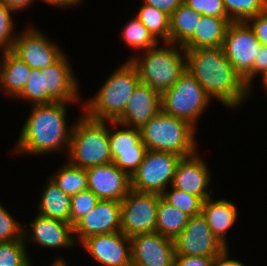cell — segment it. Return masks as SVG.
I'll return each mask as SVG.
<instances>
[{"instance_id":"1","label":"cell","mask_w":267,"mask_h":266,"mask_svg":"<svg viewBox=\"0 0 267 266\" xmlns=\"http://www.w3.org/2000/svg\"><path fill=\"white\" fill-rule=\"evenodd\" d=\"M186 70L212 99L227 109H239L252 95L244 79L224 54L222 47L185 49Z\"/></svg>"},{"instance_id":"2","label":"cell","mask_w":267,"mask_h":266,"mask_svg":"<svg viewBox=\"0 0 267 266\" xmlns=\"http://www.w3.org/2000/svg\"><path fill=\"white\" fill-rule=\"evenodd\" d=\"M70 102L32 105L13 152L28 155L68 152L74 122L68 125ZM67 149V151H66Z\"/></svg>"},{"instance_id":"3","label":"cell","mask_w":267,"mask_h":266,"mask_svg":"<svg viewBox=\"0 0 267 266\" xmlns=\"http://www.w3.org/2000/svg\"><path fill=\"white\" fill-rule=\"evenodd\" d=\"M141 53L127 60L136 67L141 83L160 96L186 71V53L181 45L163 42Z\"/></svg>"},{"instance_id":"4","label":"cell","mask_w":267,"mask_h":266,"mask_svg":"<svg viewBox=\"0 0 267 266\" xmlns=\"http://www.w3.org/2000/svg\"><path fill=\"white\" fill-rule=\"evenodd\" d=\"M140 82L136 67L125 61L109 74L91 100L82 101L83 113L94 120L116 121Z\"/></svg>"},{"instance_id":"5","label":"cell","mask_w":267,"mask_h":266,"mask_svg":"<svg viewBox=\"0 0 267 266\" xmlns=\"http://www.w3.org/2000/svg\"><path fill=\"white\" fill-rule=\"evenodd\" d=\"M76 119L67 152L68 162L83 169L111 163L109 122L91 119L84 113Z\"/></svg>"},{"instance_id":"6","label":"cell","mask_w":267,"mask_h":266,"mask_svg":"<svg viewBox=\"0 0 267 266\" xmlns=\"http://www.w3.org/2000/svg\"><path fill=\"white\" fill-rule=\"evenodd\" d=\"M196 129L186 120L167 115L161 110L140 129V132L147 150L188 157L198 151Z\"/></svg>"},{"instance_id":"7","label":"cell","mask_w":267,"mask_h":266,"mask_svg":"<svg viewBox=\"0 0 267 266\" xmlns=\"http://www.w3.org/2000/svg\"><path fill=\"white\" fill-rule=\"evenodd\" d=\"M211 99L199 82L186 70L178 81L161 95V110L167 115L189 122L197 121L211 105Z\"/></svg>"},{"instance_id":"8","label":"cell","mask_w":267,"mask_h":266,"mask_svg":"<svg viewBox=\"0 0 267 266\" xmlns=\"http://www.w3.org/2000/svg\"><path fill=\"white\" fill-rule=\"evenodd\" d=\"M261 45L246 21H232L228 25L222 46L224 54L251 92L254 58Z\"/></svg>"},{"instance_id":"9","label":"cell","mask_w":267,"mask_h":266,"mask_svg":"<svg viewBox=\"0 0 267 266\" xmlns=\"http://www.w3.org/2000/svg\"><path fill=\"white\" fill-rule=\"evenodd\" d=\"M181 156L147 150L138 169L130 176L131 189L162 195L172 185Z\"/></svg>"},{"instance_id":"10","label":"cell","mask_w":267,"mask_h":266,"mask_svg":"<svg viewBox=\"0 0 267 266\" xmlns=\"http://www.w3.org/2000/svg\"><path fill=\"white\" fill-rule=\"evenodd\" d=\"M161 196L130 189L121 201V231L129 238L156 232L157 206Z\"/></svg>"},{"instance_id":"11","label":"cell","mask_w":267,"mask_h":266,"mask_svg":"<svg viewBox=\"0 0 267 266\" xmlns=\"http://www.w3.org/2000/svg\"><path fill=\"white\" fill-rule=\"evenodd\" d=\"M55 43L32 24L17 32L11 51L31 69L42 70L65 53Z\"/></svg>"},{"instance_id":"12","label":"cell","mask_w":267,"mask_h":266,"mask_svg":"<svg viewBox=\"0 0 267 266\" xmlns=\"http://www.w3.org/2000/svg\"><path fill=\"white\" fill-rule=\"evenodd\" d=\"M109 147L112 163L129 176L138 169L147 152L140 129L127 127L116 121H109Z\"/></svg>"},{"instance_id":"13","label":"cell","mask_w":267,"mask_h":266,"mask_svg":"<svg viewBox=\"0 0 267 266\" xmlns=\"http://www.w3.org/2000/svg\"><path fill=\"white\" fill-rule=\"evenodd\" d=\"M174 245L175 255L187 256L219 257L228 249L213 234L202 214L189 217Z\"/></svg>"},{"instance_id":"14","label":"cell","mask_w":267,"mask_h":266,"mask_svg":"<svg viewBox=\"0 0 267 266\" xmlns=\"http://www.w3.org/2000/svg\"><path fill=\"white\" fill-rule=\"evenodd\" d=\"M30 221L29 229L23 227V241L45 248H70L76 246L73 226L61 220L52 219L39 213Z\"/></svg>"},{"instance_id":"15","label":"cell","mask_w":267,"mask_h":266,"mask_svg":"<svg viewBox=\"0 0 267 266\" xmlns=\"http://www.w3.org/2000/svg\"><path fill=\"white\" fill-rule=\"evenodd\" d=\"M80 244L101 266H132L130 238L122 231L91 236Z\"/></svg>"},{"instance_id":"16","label":"cell","mask_w":267,"mask_h":266,"mask_svg":"<svg viewBox=\"0 0 267 266\" xmlns=\"http://www.w3.org/2000/svg\"><path fill=\"white\" fill-rule=\"evenodd\" d=\"M132 266H174V240L158 232L130 238Z\"/></svg>"},{"instance_id":"17","label":"cell","mask_w":267,"mask_h":266,"mask_svg":"<svg viewBox=\"0 0 267 266\" xmlns=\"http://www.w3.org/2000/svg\"><path fill=\"white\" fill-rule=\"evenodd\" d=\"M77 244L91 236L121 231V202L99 200L87 215L74 226Z\"/></svg>"},{"instance_id":"18","label":"cell","mask_w":267,"mask_h":266,"mask_svg":"<svg viewBox=\"0 0 267 266\" xmlns=\"http://www.w3.org/2000/svg\"><path fill=\"white\" fill-rule=\"evenodd\" d=\"M198 152L181 158L171 186L198 196L204 201L211 198L213 193L211 189H208L212 183L210 182L212 174L206 161Z\"/></svg>"},{"instance_id":"19","label":"cell","mask_w":267,"mask_h":266,"mask_svg":"<svg viewBox=\"0 0 267 266\" xmlns=\"http://www.w3.org/2000/svg\"><path fill=\"white\" fill-rule=\"evenodd\" d=\"M88 190L100 200L122 201L131 189V178L115 164L108 163L86 169Z\"/></svg>"},{"instance_id":"20","label":"cell","mask_w":267,"mask_h":266,"mask_svg":"<svg viewBox=\"0 0 267 266\" xmlns=\"http://www.w3.org/2000/svg\"><path fill=\"white\" fill-rule=\"evenodd\" d=\"M45 72V90L58 102L79 103V81L65 53L53 64L42 69Z\"/></svg>"},{"instance_id":"21","label":"cell","mask_w":267,"mask_h":266,"mask_svg":"<svg viewBox=\"0 0 267 266\" xmlns=\"http://www.w3.org/2000/svg\"><path fill=\"white\" fill-rule=\"evenodd\" d=\"M159 111H161V96L149 85L140 82L116 122L141 129Z\"/></svg>"},{"instance_id":"22","label":"cell","mask_w":267,"mask_h":266,"mask_svg":"<svg viewBox=\"0 0 267 266\" xmlns=\"http://www.w3.org/2000/svg\"><path fill=\"white\" fill-rule=\"evenodd\" d=\"M201 214L217 239L230 249L226 234L230 228L234 227L238 217L235 203L224 198L212 200L211 197L203 201Z\"/></svg>"},{"instance_id":"23","label":"cell","mask_w":267,"mask_h":266,"mask_svg":"<svg viewBox=\"0 0 267 266\" xmlns=\"http://www.w3.org/2000/svg\"><path fill=\"white\" fill-rule=\"evenodd\" d=\"M0 59V90L11 98H17L31 75V68L11 50H3Z\"/></svg>"},{"instance_id":"24","label":"cell","mask_w":267,"mask_h":266,"mask_svg":"<svg viewBox=\"0 0 267 266\" xmlns=\"http://www.w3.org/2000/svg\"><path fill=\"white\" fill-rule=\"evenodd\" d=\"M230 18L202 15L193 35L182 45L184 49L222 47Z\"/></svg>"},{"instance_id":"25","label":"cell","mask_w":267,"mask_h":266,"mask_svg":"<svg viewBox=\"0 0 267 266\" xmlns=\"http://www.w3.org/2000/svg\"><path fill=\"white\" fill-rule=\"evenodd\" d=\"M38 202L40 215L71 224V196L64 193L50 177L47 178Z\"/></svg>"},{"instance_id":"26","label":"cell","mask_w":267,"mask_h":266,"mask_svg":"<svg viewBox=\"0 0 267 266\" xmlns=\"http://www.w3.org/2000/svg\"><path fill=\"white\" fill-rule=\"evenodd\" d=\"M202 17L184 2L170 15V43L183 45L194 33Z\"/></svg>"},{"instance_id":"27","label":"cell","mask_w":267,"mask_h":266,"mask_svg":"<svg viewBox=\"0 0 267 266\" xmlns=\"http://www.w3.org/2000/svg\"><path fill=\"white\" fill-rule=\"evenodd\" d=\"M188 219L189 216L160 197L157 206L156 232L174 240L184 230Z\"/></svg>"},{"instance_id":"28","label":"cell","mask_w":267,"mask_h":266,"mask_svg":"<svg viewBox=\"0 0 267 266\" xmlns=\"http://www.w3.org/2000/svg\"><path fill=\"white\" fill-rule=\"evenodd\" d=\"M135 16L158 41L170 43V16L168 14L151 5L141 3Z\"/></svg>"},{"instance_id":"29","label":"cell","mask_w":267,"mask_h":266,"mask_svg":"<svg viewBox=\"0 0 267 266\" xmlns=\"http://www.w3.org/2000/svg\"><path fill=\"white\" fill-rule=\"evenodd\" d=\"M49 177L64 193L70 196L88 189L86 169L74 166L68 161Z\"/></svg>"},{"instance_id":"30","label":"cell","mask_w":267,"mask_h":266,"mask_svg":"<svg viewBox=\"0 0 267 266\" xmlns=\"http://www.w3.org/2000/svg\"><path fill=\"white\" fill-rule=\"evenodd\" d=\"M120 33L127 47L134 52L140 53L160 43L136 16L127 22Z\"/></svg>"},{"instance_id":"31","label":"cell","mask_w":267,"mask_h":266,"mask_svg":"<svg viewBox=\"0 0 267 266\" xmlns=\"http://www.w3.org/2000/svg\"><path fill=\"white\" fill-rule=\"evenodd\" d=\"M18 98L28 100L31 106L54 102L55 100L45 90V72L31 69V75Z\"/></svg>"},{"instance_id":"32","label":"cell","mask_w":267,"mask_h":266,"mask_svg":"<svg viewBox=\"0 0 267 266\" xmlns=\"http://www.w3.org/2000/svg\"><path fill=\"white\" fill-rule=\"evenodd\" d=\"M163 192L162 197L171 205L181 210L187 216L192 217L201 214L203 200L183 190L169 186Z\"/></svg>"},{"instance_id":"33","label":"cell","mask_w":267,"mask_h":266,"mask_svg":"<svg viewBox=\"0 0 267 266\" xmlns=\"http://www.w3.org/2000/svg\"><path fill=\"white\" fill-rule=\"evenodd\" d=\"M225 11L232 21H246L267 10V0H223Z\"/></svg>"},{"instance_id":"34","label":"cell","mask_w":267,"mask_h":266,"mask_svg":"<svg viewBox=\"0 0 267 266\" xmlns=\"http://www.w3.org/2000/svg\"><path fill=\"white\" fill-rule=\"evenodd\" d=\"M24 241L0 242V266H31Z\"/></svg>"},{"instance_id":"35","label":"cell","mask_w":267,"mask_h":266,"mask_svg":"<svg viewBox=\"0 0 267 266\" xmlns=\"http://www.w3.org/2000/svg\"><path fill=\"white\" fill-rule=\"evenodd\" d=\"M99 200L100 199L88 189L71 196V225L74 226L80 219L93 210Z\"/></svg>"},{"instance_id":"36","label":"cell","mask_w":267,"mask_h":266,"mask_svg":"<svg viewBox=\"0 0 267 266\" xmlns=\"http://www.w3.org/2000/svg\"><path fill=\"white\" fill-rule=\"evenodd\" d=\"M23 241V225L0 203V242Z\"/></svg>"},{"instance_id":"37","label":"cell","mask_w":267,"mask_h":266,"mask_svg":"<svg viewBox=\"0 0 267 266\" xmlns=\"http://www.w3.org/2000/svg\"><path fill=\"white\" fill-rule=\"evenodd\" d=\"M11 10L4 3L0 2V50H11L14 41L17 37L15 32V21L12 17Z\"/></svg>"},{"instance_id":"38","label":"cell","mask_w":267,"mask_h":266,"mask_svg":"<svg viewBox=\"0 0 267 266\" xmlns=\"http://www.w3.org/2000/svg\"><path fill=\"white\" fill-rule=\"evenodd\" d=\"M183 2L202 15L229 18L223 0H183Z\"/></svg>"},{"instance_id":"39","label":"cell","mask_w":267,"mask_h":266,"mask_svg":"<svg viewBox=\"0 0 267 266\" xmlns=\"http://www.w3.org/2000/svg\"><path fill=\"white\" fill-rule=\"evenodd\" d=\"M261 44L267 45V10L246 20Z\"/></svg>"},{"instance_id":"40","label":"cell","mask_w":267,"mask_h":266,"mask_svg":"<svg viewBox=\"0 0 267 266\" xmlns=\"http://www.w3.org/2000/svg\"><path fill=\"white\" fill-rule=\"evenodd\" d=\"M217 257L175 255L174 266H213Z\"/></svg>"},{"instance_id":"41","label":"cell","mask_w":267,"mask_h":266,"mask_svg":"<svg viewBox=\"0 0 267 266\" xmlns=\"http://www.w3.org/2000/svg\"><path fill=\"white\" fill-rule=\"evenodd\" d=\"M262 76V84L267 80V45H261L258 54L254 58L253 80Z\"/></svg>"},{"instance_id":"42","label":"cell","mask_w":267,"mask_h":266,"mask_svg":"<svg viewBox=\"0 0 267 266\" xmlns=\"http://www.w3.org/2000/svg\"><path fill=\"white\" fill-rule=\"evenodd\" d=\"M142 3L151 5L170 16L183 3V0H143Z\"/></svg>"},{"instance_id":"43","label":"cell","mask_w":267,"mask_h":266,"mask_svg":"<svg viewBox=\"0 0 267 266\" xmlns=\"http://www.w3.org/2000/svg\"><path fill=\"white\" fill-rule=\"evenodd\" d=\"M213 266H247L243 262L229 258V249H227L221 256L217 257Z\"/></svg>"},{"instance_id":"44","label":"cell","mask_w":267,"mask_h":266,"mask_svg":"<svg viewBox=\"0 0 267 266\" xmlns=\"http://www.w3.org/2000/svg\"><path fill=\"white\" fill-rule=\"evenodd\" d=\"M35 0H0V2L4 3L8 6L14 13L23 11L26 8L31 7V4H34Z\"/></svg>"},{"instance_id":"45","label":"cell","mask_w":267,"mask_h":266,"mask_svg":"<svg viewBox=\"0 0 267 266\" xmlns=\"http://www.w3.org/2000/svg\"><path fill=\"white\" fill-rule=\"evenodd\" d=\"M42 1L50 4L51 6H55V7H59V8L62 7L65 9H66V7L70 8V7L80 5L82 2V0H42Z\"/></svg>"},{"instance_id":"46","label":"cell","mask_w":267,"mask_h":266,"mask_svg":"<svg viewBox=\"0 0 267 266\" xmlns=\"http://www.w3.org/2000/svg\"><path fill=\"white\" fill-rule=\"evenodd\" d=\"M32 266V263H31ZM49 266H68L67 262H65V260L61 257H57V259H55V261H53V263Z\"/></svg>"},{"instance_id":"47","label":"cell","mask_w":267,"mask_h":266,"mask_svg":"<svg viewBox=\"0 0 267 266\" xmlns=\"http://www.w3.org/2000/svg\"><path fill=\"white\" fill-rule=\"evenodd\" d=\"M262 85H263V88L265 89V91L267 93V80Z\"/></svg>"},{"instance_id":"48","label":"cell","mask_w":267,"mask_h":266,"mask_svg":"<svg viewBox=\"0 0 267 266\" xmlns=\"http://www.w3.org/2000/svg\"><path fill=\"white\" fill-rule=\"evenodd\" d=\"M0 79H1V59H0Z\"/></svg>"}]
</instances>
